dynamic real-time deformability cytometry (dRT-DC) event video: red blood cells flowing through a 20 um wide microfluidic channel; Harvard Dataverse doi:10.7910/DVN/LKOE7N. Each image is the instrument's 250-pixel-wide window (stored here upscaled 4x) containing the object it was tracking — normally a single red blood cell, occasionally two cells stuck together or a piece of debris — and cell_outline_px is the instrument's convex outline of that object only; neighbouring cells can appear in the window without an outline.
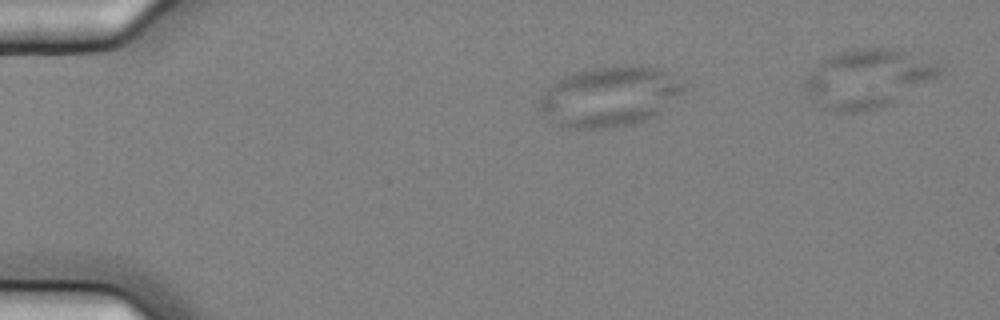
{"species": "common noctule bat (a hibernating species)", "species_latin": "Nyctalus noctula", "temperature_condition": "cold", "stored_images_in_passage": 2, "camera_frame_rate_fps": 3000, "um_per_image_px": 0.085, "animal": {"sex": "female", "body_mass_g": 25.1}, "frame": {"image": 1, "passage_image": 1, "time_ms": 0.0, "image_size_px": [1000, 320], "cell_outline_px": [[684, 88], [680, 92], [652, 116], [644, 120], [632, 124], [604, 128], [572, 128], [548, 120], [540, 108], [540, 96], [556, 80], [564, 76], [592, 68], [660, 68], [684, 84]], "centroid_in_image_um": [51.72, 8.23], "position_along_channel_um": 33.3, "area_um2": 48.38}}